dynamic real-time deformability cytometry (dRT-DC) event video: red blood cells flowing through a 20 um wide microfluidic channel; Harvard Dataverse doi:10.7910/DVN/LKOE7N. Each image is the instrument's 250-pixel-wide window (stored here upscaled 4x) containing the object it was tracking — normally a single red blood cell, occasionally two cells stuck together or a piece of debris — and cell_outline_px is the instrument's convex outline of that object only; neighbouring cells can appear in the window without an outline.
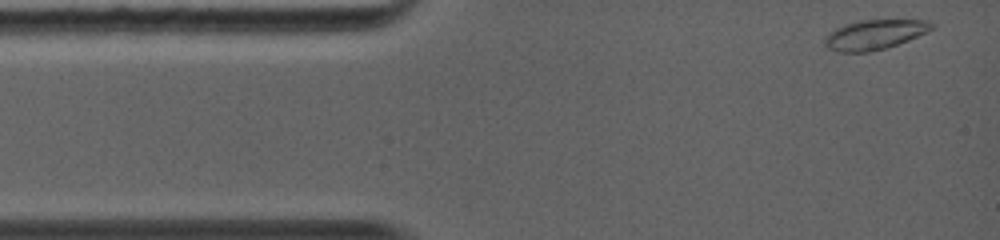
{"species": "common noctule bat (a hibernating species)", "species_latin": "Nyctalus noctula", "temperature_condition": "warm", "stored_images_in_passage": 49, "camera_frame_rate_fps": 5000, "um_per_image_px": 0.085, "animal": {"sex": "female", "body_mass_g": 19.0, "forearm_length_mm": 56.7}, "frame": {"image": 1, "passage_image": 1, "time_ms": 0.0, "image_size_px": [1000, 240], "cell_outline_px": [[936, 24], [932, 28], [908, 40], [884, 48], [868, 52], [836, 52], [828, 48], [824, 44], [824, 36], [828, 32], [844, 24], [860, 20], [928, 20]], "centroid_in_image_um": [74.27, 2.94], "position_along_channel_um": 10.7, "area_um2": 18.44}}
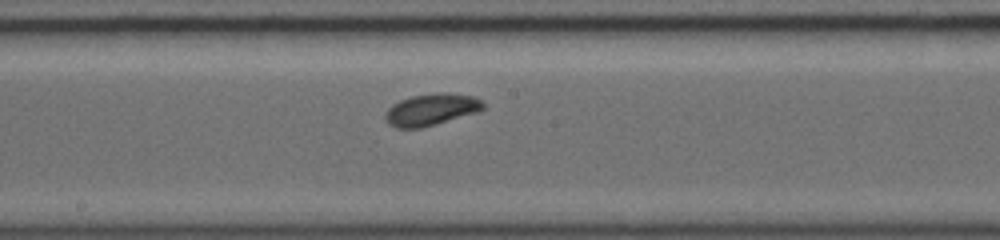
{"frame": {"image": 2, "passage_image": 25, "time_ms": 6.0, "image_size_px": [1000, 240], "cell_outline_px": [[484, 108], [480, 112], [420, 128], [396, 128], [388, 124], [384, 120], [384, 112], [392, 104], [400, 100], [412, 96], [440, 92], [448, 92], [476, 96], [484, 104]], "centroid_in_image_um": [36.65, 9.31], "position_along_channel_um": 211.5, "area_um2": 18.44}}
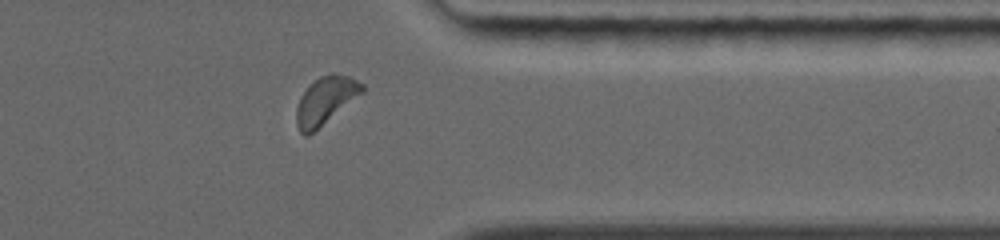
{"frame": {"image": 3, "passage_image": 42, "time_ms": 10.0, "image_size_px": [1000, 240], "cell_outline_px": [[364, 92], [308, 136], [304, 136], [300, 132], [296, 124], [296, 108], [300, 96], [320, 76], [332, 72], [348, 76], [364, 84]], "centroid_in_image_um": [27.67, 8.55], "position_along_channel_um": 383.7, "area_um2": 18.03}, "authors_computed_cell_mechanics": {"area_um2": 17.4556, "velocity_mm_per_s": 4.4141, "shape_relaxation_time_tau1_ms": 1.8659, "shape_relaxation_time_tau2_ms": 4.2203, "deformation_change_tau1": 0.076, "deformation_change_tau2": 0.0893}}